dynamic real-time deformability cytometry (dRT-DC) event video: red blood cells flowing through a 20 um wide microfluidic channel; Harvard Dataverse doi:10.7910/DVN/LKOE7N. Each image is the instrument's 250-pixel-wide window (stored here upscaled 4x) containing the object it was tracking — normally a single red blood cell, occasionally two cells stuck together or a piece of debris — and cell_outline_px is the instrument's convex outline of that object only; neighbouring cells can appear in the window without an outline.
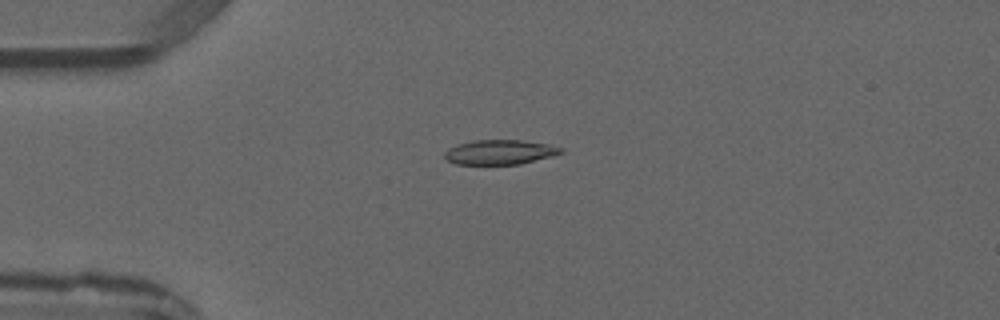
{"species": "common noctule bat (a hibernating species)", "species_latin": "Nyctalus noctula", "temperature_condition": "warm", "stored_images_in_passage": 2, "camera_frame_rate_fps": 3000, "um_per_image_px": 0.085, "animal": {"sex": "male", "forearm_length_mm": 52.5}, "frame": {"image": 1, "passage_image": 1, "time_ms": 0.0, "image_size_px": [1000, 320], "cell_outline_px": [[564, 152], [552, 156], [520, 164], [456, 164], [444, 160], [444, 152], [448, 148], [456, 144], [472, 140], [524, 140], [548, 144], [564, 148]], "centroid_in_image_um": [42.46, 12.92], "position_along_channel_um": 42.5, "area_um2": 16.94}}